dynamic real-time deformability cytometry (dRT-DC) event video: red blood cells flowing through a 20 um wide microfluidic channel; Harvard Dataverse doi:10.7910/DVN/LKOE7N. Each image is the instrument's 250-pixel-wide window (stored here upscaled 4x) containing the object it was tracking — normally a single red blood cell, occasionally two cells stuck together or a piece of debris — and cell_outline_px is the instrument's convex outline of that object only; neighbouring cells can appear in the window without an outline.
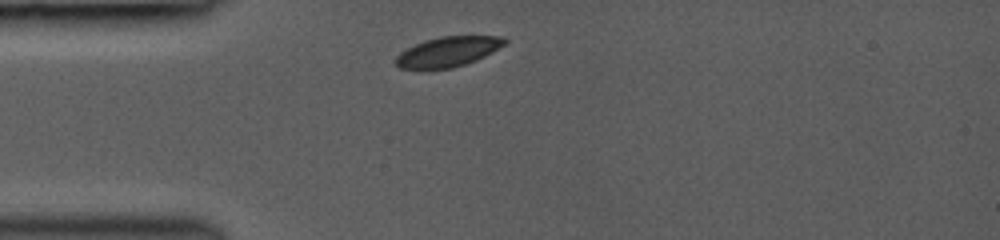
{"species": "common noctule bat (a hibernating species)", "species_latin": "Nyctalus noctula", "temperature_condition": "room temperature", "stored_images_in_passage": 19, "camera_frame_rate_fps": 3000, "um_per_image_px": 0.085, "animal": {"sex": "female", "body_mass_g": 19.0, "forearm_length_mm": 53.3}, "frame": {"image": 1, "passage_image": 1, "time_ms": 0.0, "image_size_px": [1000, 240], "cell_outline_px": [[508, 40], [504, 44], [492, 52], [476, 60], [452, 68], [400, 68], [396, 64], [396, 56], [400, 52], [424, 40], [440, 36], [504, 36]], "centroid_in_image_um": [38.1, 4.37], "position_along_channel_um": 46.9, "area_um2": 18.73}}
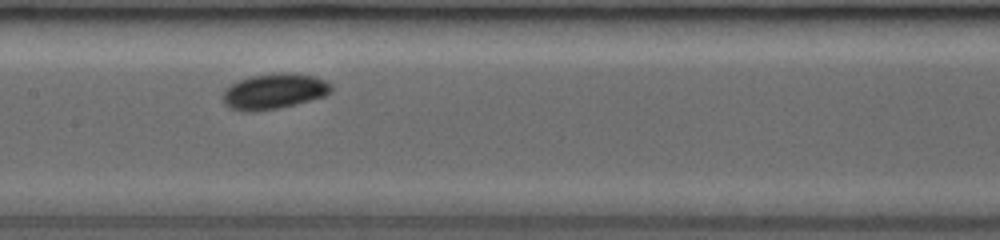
{"frame": {"image": 2, "passage_image": 8, "time_ms": 3.667, "image_size_px": [1000, 240], "cell_outline_px": [[332, 92], [324, 96], [276, 108], [228, 108], [224, 104], [224, 88], [240, 80], [252, 76], [280, 72], [292, 72], [312, 76], [324, 80], [332, 84]], "centroid_in_image_um": [23.36, 7.7], "position_along_channel_um": 184.0, "area_um2": 21.44}}
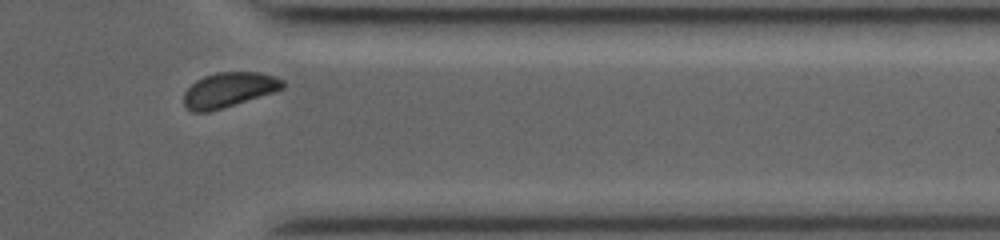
{"frame": {"image": 3, "passage_image": 17, "time_ms": 8.667, "image_size_px": [1000, 240], "cell_outline_px": [[284, 88], [272, 92], [208, 112], [192, 112], [184, 104], [184, 92], [196, 80], [204, 76], [216, 72], [260, 72], [276, 76], [284, 80]], "centroid_in_image_um": [19.44, 7.61], "position_along_channel_um": 392.0, "area_um2": 19.83}, "authors_computed_cell_mechanics": {"area_um2": 20.9814, "velocity_mm_per_s": 4.1501, "shape_relaxation_time_tau1_ms": 1.6413, "shape_relaxation_time_tau2_ms": 1.6946, "deformation_change_tau1": 0.0429, "deformation_change_tau2": 0.0299}}